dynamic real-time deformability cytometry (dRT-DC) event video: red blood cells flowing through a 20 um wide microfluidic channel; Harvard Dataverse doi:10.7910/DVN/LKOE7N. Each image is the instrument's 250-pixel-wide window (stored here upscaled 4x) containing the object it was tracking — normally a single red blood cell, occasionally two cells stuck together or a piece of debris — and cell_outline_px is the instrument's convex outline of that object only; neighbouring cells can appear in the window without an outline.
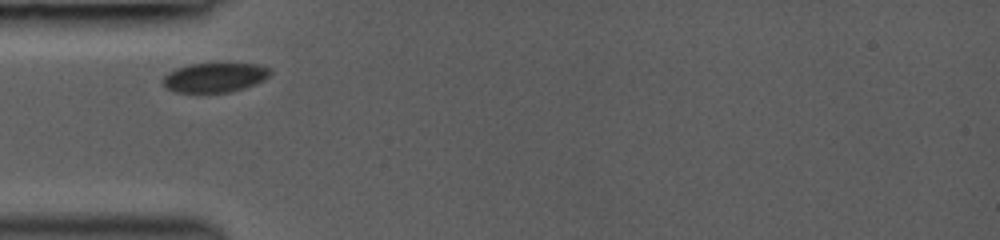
{"species": "common noctule bat (a hibernating species)", "species_latin": "Nyctalus noctula", "temperature_condition": "room temperature", "stored_images_in_passage": 9, "camera_frame_rate_fps": 3000, "um_per_image_px": 0.085, "animal": {"sex": "female", "body_mass_g": 19.0, "forearm_length_mm": 53.3}, "frame": {"image": 1, "passage_image": 1, "time_ms": 0.0, "image_size_px": [1000, 240], "cell_outline_px": [[272, 72], [264, 80], [256, 84], [244, 88], [228, 92], [176, 92], [164, 88], [160, 80], [168, 72], [176, 68], [192, 64], [256, 64], [268, 68]], "centroid_in_image_um": [18.2, 6.6], "position_along_channel_um": 66.8, "area_um2": 18.38}}
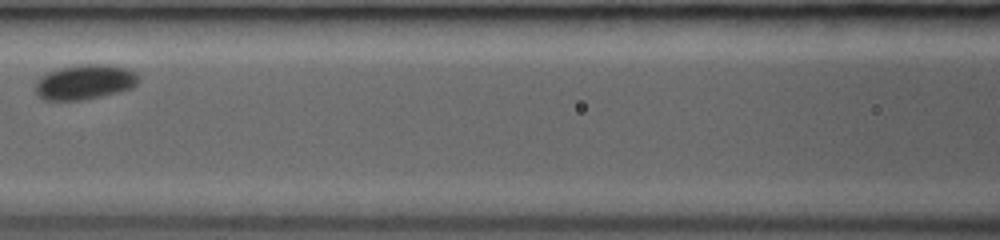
{"frame": {"image": 2, "passage_image": 4, "time_ms": 2.333, "image_size_px": [1000, 240], "cell_outline_px": [[140, 80], [132, 88], [120, 92], [80, 100], [44, 100], [36, 92], [36, 80], [48, 72], [60, 68], [80, 64], [108, 64], [128, 68], [136, 72], [140, 76]], "centroid_in_image_um": [7.26, 6.96], "position_along_channel_um": 159.3, "area_um2": 21.1}}
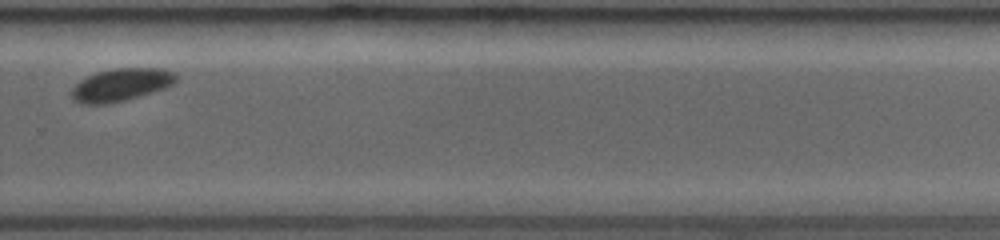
{"frame": {"image": 3, "passage_image": 9, "time_ms": 6.333, "image_size_px": [1000, 240], "cell_outline_px": [[176, 80], [172, 84], [164, 88], [152, 92], [124, 100], [108, 104], [80, 104], [72, 100], [72, 88], [80, 80], [96, 72], [116, 68], [164, 68], [176, 72]], "centroid_in_image_um": [10.28, 7.2], "position_along_channel_um": 319.5, "area_um2": 19.88}}